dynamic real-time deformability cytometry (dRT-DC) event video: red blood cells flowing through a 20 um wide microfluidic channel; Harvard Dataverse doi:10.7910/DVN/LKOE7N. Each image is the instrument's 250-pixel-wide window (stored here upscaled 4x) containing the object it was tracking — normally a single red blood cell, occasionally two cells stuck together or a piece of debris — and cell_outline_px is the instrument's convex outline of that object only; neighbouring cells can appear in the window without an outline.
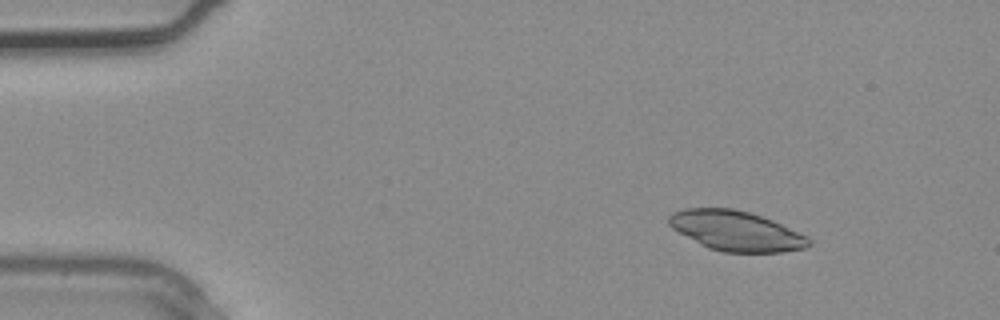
{"species": "common noctule bat (a hibernating species)", "species_latin": "Nyctalus noctula", "temperature_condition": "warm", "stored_images_in_passage": 2, "camera_frame_rate_fps": 3000, "um_per_image_px": 0.085, "animal": {"sex": "male", "body_mass_g": 20.4}, "frame": {"image": 1, "passage_image": 1, "time_ms": 0.0, "image_size_px": [1000, 320], "cell_outline_px": [[812, 244], [808, 248], [780, 252], [724, 252], [708, 248], [700, 244], [672, 228], [668, 224], [668, 216], [672, 212], [684, 208], [732, 208], [748, 212], [772, 220], [808, 236], [812, 240]], "centroid_in_image_um": [62.58, 19.63], "position_along_channel_um": 22.4, "area_um2": 32.6}}